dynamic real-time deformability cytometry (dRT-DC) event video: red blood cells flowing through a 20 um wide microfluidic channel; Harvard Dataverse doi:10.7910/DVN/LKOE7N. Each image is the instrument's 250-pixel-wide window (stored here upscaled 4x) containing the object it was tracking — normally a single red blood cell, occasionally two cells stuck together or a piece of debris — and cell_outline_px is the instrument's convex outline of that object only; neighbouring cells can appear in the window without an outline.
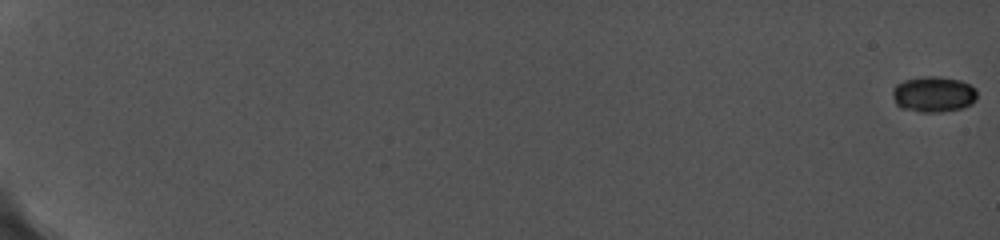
{"species": "common noctule bat (a hibernating species)", "species_latin": "Nyctalus noctula", "temperature_condition": "cold", "stored_images_in_passage": 67, "camera_frame_rate_fps": 5000, "um_per_image_px": 0.085, "animal": {"sex": "female", "body_mass_g": 19.0, "forearm_length_mm": 56.7}, "frame": {"image": 1, "passage_image": 1, "time_ms": 0.0, "image_size_px": [1000, 240], "cell_outline_px": [[976, 100], [972, 104], [960, 108], [936, 112], [924, 112], [896, 104], [892, 96], [892, 88], [896, 84], [904, 80], [924, 76], [936, 76], [960, 80], [976, 88]], "centroid_in_image_um": [79.36, 7.98], "position_along_channel_um": 5.6, "area_um2": 17.34}}
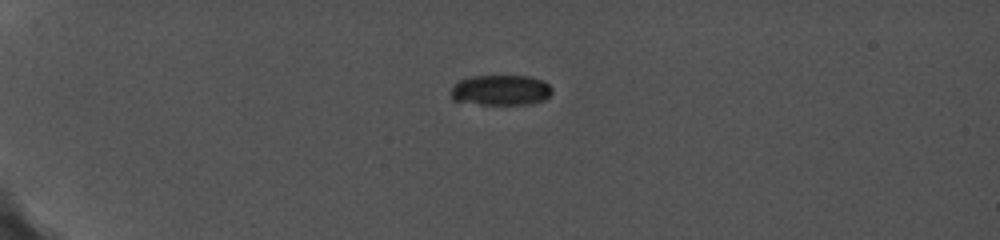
{"frame": {"image": 2, "passage_image": 22, "time_ms": 5.8, "image_size_px": [1000, 240], "cell_outline_px": [[552, 92], [544, 100], [528, 104], [480, 104], [452, 100], [452, 88], [460, 80], [468, 76], [528, 76], [544, 80], [552, 88]], "centroid_in_image_um": [42.59, 7.65], "position_along_channel_um": 42.4, "area_um2": 17.86}}
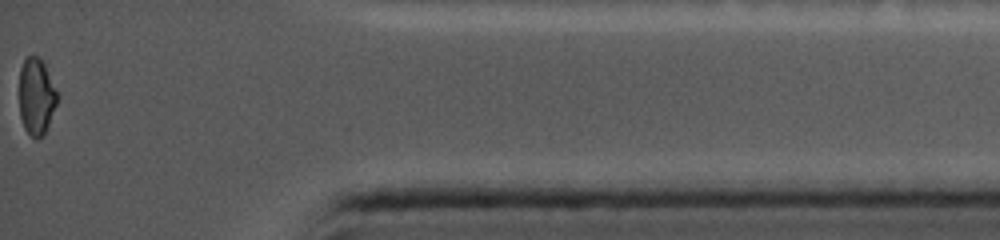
{"frame": {"image": 3, "passage_image": 67, "time_ms": 18.2, "image_size_px": [1000, 240], "cell_outline_px": [[56, 104], [48, 124], [44, 132], [36, 140], [24, 128], [20, 116], [20, 68], [24, 60], [28, 56], [36, 56], [44, 64], [56, 92]], "centroid_in_image_um": [3.06, 8.2], "position_along_channel_um": 432.1, "area_um2": 16.3}}